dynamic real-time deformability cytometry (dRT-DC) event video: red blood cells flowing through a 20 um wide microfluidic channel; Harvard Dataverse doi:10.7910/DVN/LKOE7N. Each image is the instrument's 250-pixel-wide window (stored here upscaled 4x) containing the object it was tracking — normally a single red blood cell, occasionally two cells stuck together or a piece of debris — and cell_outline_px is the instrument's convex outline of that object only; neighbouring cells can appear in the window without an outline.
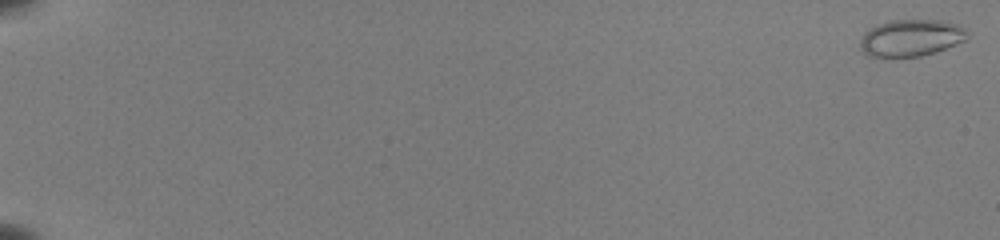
{"species": "common noctule bat (a hibernating species)", "species_latin": "Nyctalus noctula", "temperature_condition": "room temperature", "stored_images_in_passage": 54, "camera_frame_rate_fps": 3000, "um_per_image_px": 0.085, "animal": {"sex": "female", "body_mass_g": 22.0, "forearm_length_mm": 56.7}, "frame": {"image": 1, "passage_image": 1, "time_ms": 0.0, "image_size_px": [1000, 240], "cell_outline_px": [[968, 36], [964, 40], [936, 52], [920, 56], [868, 56], [860, 48], [860, 40], [864, 32], [888, 20], [940, 20], [956, 24], [964, 28]], "centroid_in_image_um": [77.42, 3.21], "position_along_channel_um": 7.6, "area_um2": 22.66}}
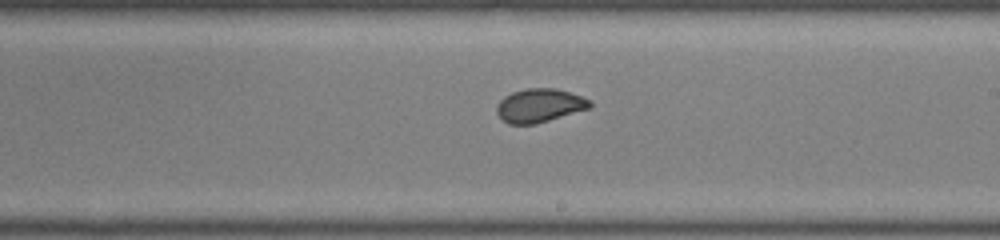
{"frame": {"image": 2, "passage_image": 35, "time_ms": 11.333, "image_size_px": [1000, 240], "cell_outline_px": [[592, 108], [536, 124], [508, 124], [496, 112], [496, 104], [504, 96], [512, 92], [524, 88], [556, 88], [592, 100]], "centroid_in_image_um": [45.87, 8.96], "position_along_channel_um": 243.1, "area_um2": 18.44}}
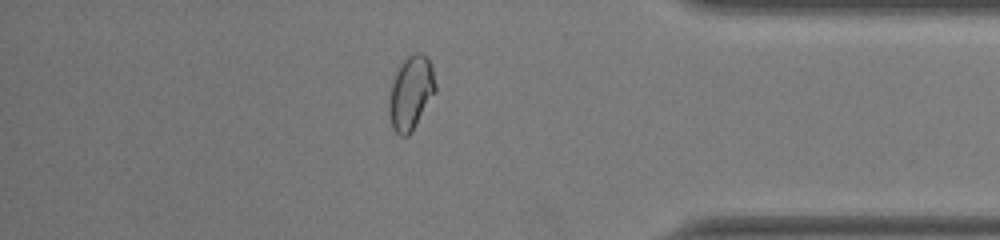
{"frame": {"image": 3, "passage_image": 48, "time_ms": 15.667, "image_size_px": [1000, 240], "cell_outline_px": [[436, 92], [412, 132], [408, 136], [400, 136], [392, 128], [388, 112], [388, 100], [392, 84], [396, 72], [400, 64], [412, 52], [420, 52], [428, 56], [432, 64], [436, 84]], "centroid_in_image_um": [34.94, 7.88], "position_along_channel_um": 400.3, "area_um2": 20.35}, "authors_computed_cell_mechanics": {"area_um2": 19.7965, "velocity_mm_per_s": 3.9777, "shape_relaxation_time_tau1_ms": 3.432, "shape_relaxation_time_tau2_ms": null, "deformation_change_tau1": 0.1133, "deformation_change_tau2": null}}